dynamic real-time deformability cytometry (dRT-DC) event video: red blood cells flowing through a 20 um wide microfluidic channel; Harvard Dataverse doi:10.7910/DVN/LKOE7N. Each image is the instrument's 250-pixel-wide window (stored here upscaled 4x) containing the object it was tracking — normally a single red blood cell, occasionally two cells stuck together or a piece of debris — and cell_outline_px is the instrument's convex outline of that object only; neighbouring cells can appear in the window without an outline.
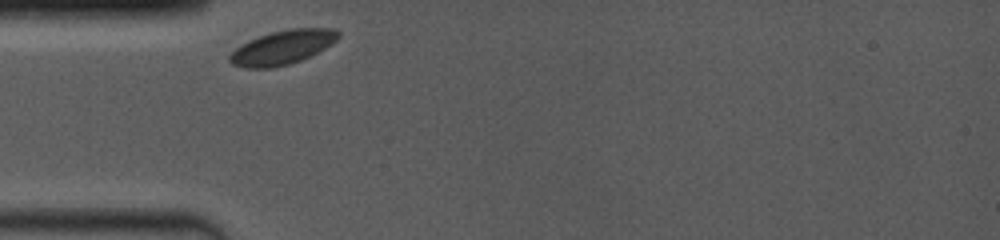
{"species": "common noctule bat (a hibernating species)", "species_latin": "Nyctalus noctula", "temperature_condition": "room temperature", "stored_images_in_passage": 2, "camera_frame_rate_fps": 4000, "um_per_image_px": 0.085, "animal": {"sex": "female", "body_mass_g": 19.0, "forearm_length_mm": 53.3}, "frame": {"image": 1, "passage_image": 1, "time_ms": 0.0, "image_size_px": [1000, 240], "cell_outline_px": [[340, 36], [336, 40], [324, 48], [300, 60], [288, 64], [272, 68], [244, 68], [232, 64], [228, 60], [228, 56], [236, 48], [248, 40], [272, 32], [292, 28], [332, 28], [340, 32]], "centroid_in_image_um": [23.98, 4.02], "position_along_channel_um": 61.0, "area_um2": 21.33}}
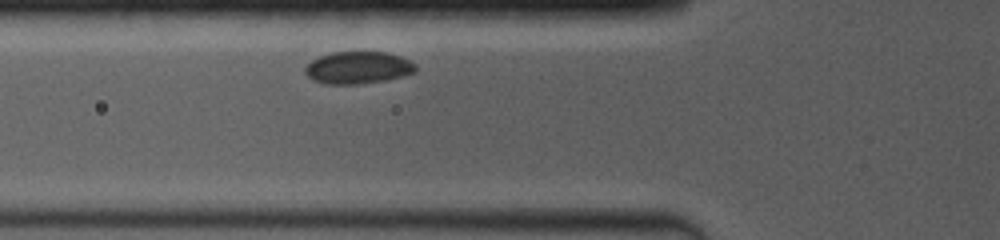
{"frame": {"image": 2, "passage_image": 2, "time_ms": 1.0, "image_size_px": [1000, 240], "cell_outline_px": [[416, 72], [384, 80], [356, 84], [328, 84], [312, 80], [304, 72], [304, 68], [312, 60], [320, 56], [332, 52], [384, 52], [400, 56], [416, 64]], "centroid_in_image_um": [30.41, 5.75], "position_along_channel_um": 95.4, "area_um2": 20.58}}